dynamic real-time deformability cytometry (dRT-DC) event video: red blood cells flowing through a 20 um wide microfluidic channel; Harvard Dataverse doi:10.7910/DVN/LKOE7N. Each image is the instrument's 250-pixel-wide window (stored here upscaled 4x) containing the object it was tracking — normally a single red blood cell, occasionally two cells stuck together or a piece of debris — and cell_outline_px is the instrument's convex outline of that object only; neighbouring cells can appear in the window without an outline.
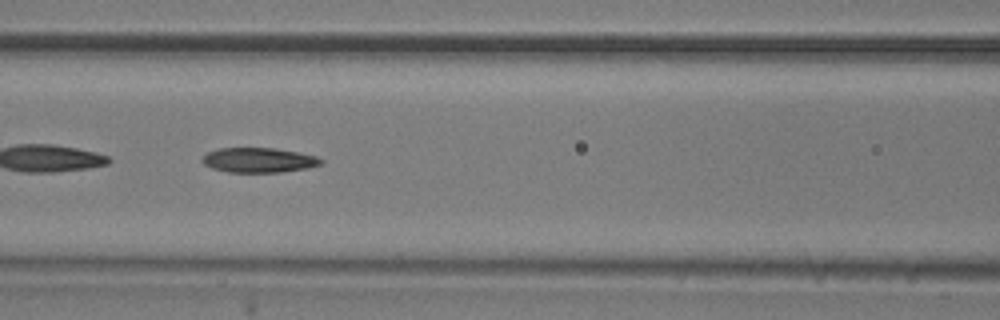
{"species": "common noctule bat (a hibernating species)", "species_latin": "Nyctalus noctula", "temperature_condition": "room temperature", "stored_images_in_passage": 50, "camera_frame_rate_fps": 3000, "um_per_image_px": 0.085, "animal": {"sex": "male", "body_mass_g": 20.5, "forearm_length_mm": 52.5}, "frame": {"image": 1, "passage_image": 22, "time_ms": 7.0, "image_size_px": [1000, 320], "cell_outline_px": [[324, 160], [320, 164], [308, 168], [280, 172], [228, 172], [212, 168], [204, 164], [200, 160], [208, 152], [220, 148], [276, 148], [316, 156]], "centroid_in_image_um": [21.98, 13.61], "position_along_channel_um": 144.6, "area_um2": 17.05}}
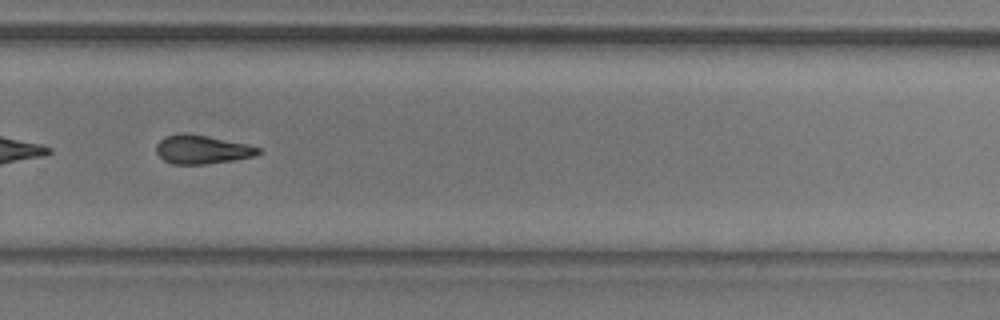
{"frame": {"image": 2, "passage_image": 35, "time_ms": 11.333, "image_size_px": [1000, 320], "cell_outline_px": [[264, 152], [256, 156], [232, 160], [204, 164], [172, 164], [164, 160], [156, 152], [156, 144], [164, 136], [180, 132], [208, 136], [244, 144], [260, 148]], "centroid_in_image_um": [17.15, 12.7], "position_along_channel_um": 312.6, "area_um2": 17.05}}